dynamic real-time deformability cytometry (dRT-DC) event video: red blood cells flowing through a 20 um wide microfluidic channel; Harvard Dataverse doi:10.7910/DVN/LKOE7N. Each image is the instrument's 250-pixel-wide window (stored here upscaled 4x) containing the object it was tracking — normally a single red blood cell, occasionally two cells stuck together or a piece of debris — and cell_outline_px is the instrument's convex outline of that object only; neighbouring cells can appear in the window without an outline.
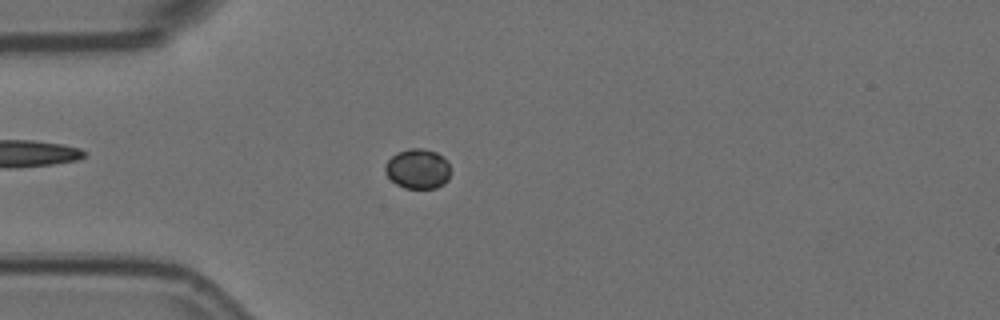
{"species": "Egyptian fruit bat (a non-hibernating species)", "species_latin": "Rousettus aegyptiacus", "temperature_condition": "room temperature", "stored_images_in_passage": 8, "camera_frame_rate_fps": 3000, "um_per_image_px": 0.085, "animal": {"sex": "female"}, "frame": {"image": 1, "passage_image": 4, "time_ms": 1.0, "image_size_px": [1000, 320], "cell_outline_px": [[448, 180], [444, 184], [436, 188], [404, 188], [396, 184], [384, 172], [384, 164], [396, 152], [408, 148], [424, 148], [436, 152], [444, 156], [448, 160]], "centroid_in_image_um": [35.49, 14.33], "position_along_channel_um": 49.5, "area_um2": 15.37}}
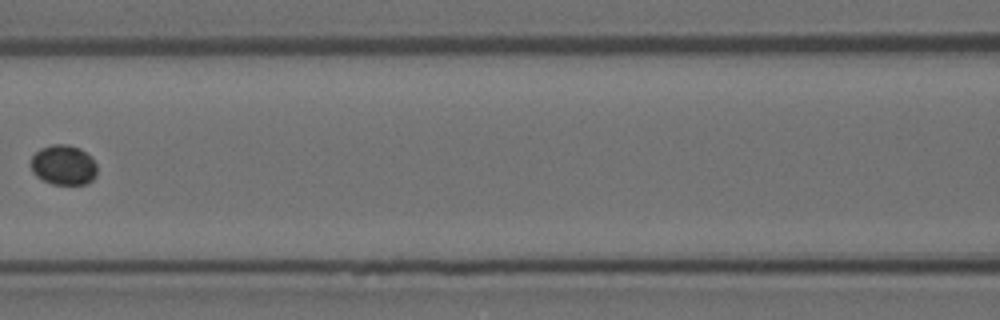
{"frame": {"image": 2, "passage_image": 7, "time_ms": 2.0, "image_size_px": [1000, 320], "cell_outline_px": [[96, 176], [88, 184], [52, 184], [36, 176], [32, 172], [32, 156], [40, 148], [52, 144], [68, 144], [80, 148], [92, 156], [96, 164]], "centroid_in_image_um": [5.42, 14.01], "position_along_channel_um": 161.2, "area_um2": 15.55}}
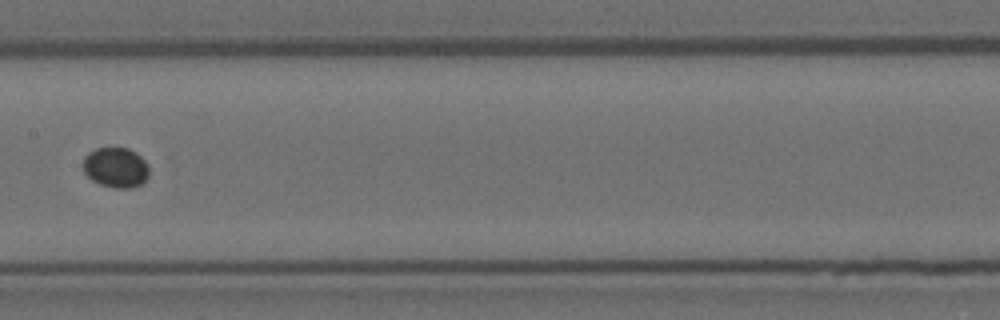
{"frame": {"image": 3, "passage_image": 8, "time_ms": 2.333, "image_size_px": [1000, 320], "cell_outline_px": [[148, 176], [140, 184], [132, 188], [116, 188], [100, 184], [92, 180], [84, 172], [84, 156], [88, 152], [96, 148], [128, 148], [136, 152], [148, 164]], "centroid_in_image_um": [9.84, 14.23], "position_along_channel_um": 197.6, "area_um2": 15.37}}